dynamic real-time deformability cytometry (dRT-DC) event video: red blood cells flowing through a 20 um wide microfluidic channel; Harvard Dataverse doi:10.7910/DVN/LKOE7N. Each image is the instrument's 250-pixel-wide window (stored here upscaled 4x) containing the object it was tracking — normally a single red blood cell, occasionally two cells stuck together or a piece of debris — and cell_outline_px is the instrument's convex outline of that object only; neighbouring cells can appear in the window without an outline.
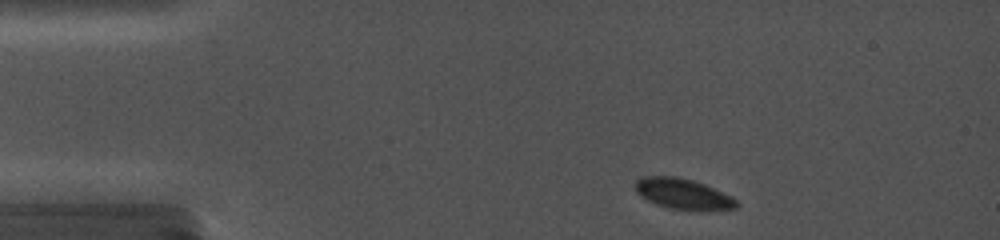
{"species": "common noctule bat (a hibernating species)", "species_latin": "Nyctalus noctula", "temperature_condition": "cold", "stored_images_in_passage": 22, "camera_frame_rate_fps": 5000, "um_per_image_px": 0.085, "animal": {"sex": "female", "body_mass_g": 19.0, "forearm_length_mm": 56.7}, "frame": {"image": 1, "passage_image": 1, "time_ms": 0.0, "image_size_px": [1000, 240], "cell_outline_px": [[740, 204], [736, 208], [704, 212], [668, 208], [656, 204], [640, 196], [636, 192], [636, 180], [644, 176], [676, 176], [692, 180], [704, 184], [732, 196]], "centroid_in_image_um": [58.1, 16.51], "position_along_channel_um": 26.9, "area_um2": 18.38}}
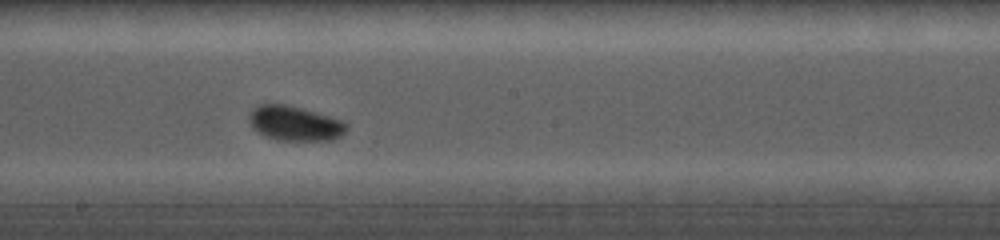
{"frame": {"image": 2, "passage_image": 12, "time_ms": 7.0, "image_size_px": [1000, 240], "cell_outline_px": [[348, 128], [340, 136], [332, 140], [276, 140], [252, 128], [248, 116], [252, 108], [260, 104], [288, 104], [328, 116], [340, 120], [348, 124]], "centroid_in_image_um": [25.04, 10.48], "position_along_channel_um": 223.2, "area_um2": 19.54}}
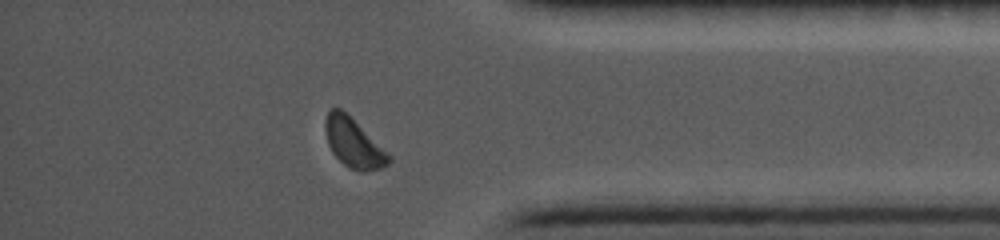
{"frame": {"image": 3, "passage_image": 20, "time_ms": 12.0, "image_size_px": [1000, 240], "cell_outline_px": [[392, 160], [388, 164], [380, 168], [360, 172], [348, 168], [332, 152], [328, 144], [324, 128], [324, 124], [328, 108], [340, 108], [392, 156]], "centroid_in_image_um": [30.03, 12.16], "position_along_channel_um": 405.2, "area_um2": 17.98}}